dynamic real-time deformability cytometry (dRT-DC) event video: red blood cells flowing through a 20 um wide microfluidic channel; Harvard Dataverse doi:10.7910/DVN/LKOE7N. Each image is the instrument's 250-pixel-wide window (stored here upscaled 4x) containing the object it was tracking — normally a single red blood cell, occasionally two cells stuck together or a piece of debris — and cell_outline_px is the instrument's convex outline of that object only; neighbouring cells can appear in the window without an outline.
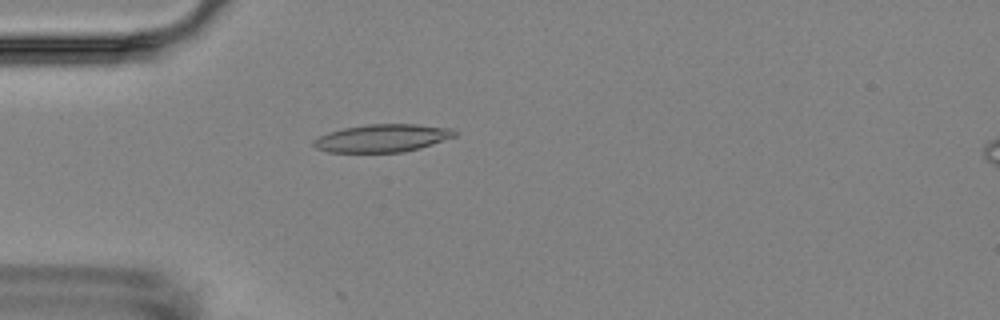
{"species": "Egyptian fruit bat (a non-hibernating species)", "species_latin": "Rousettus aegyptiacus", "temperature_condition": "room temperature", "stored_images_in_passage": 4, "camera_frame_rate_fps": 3000, "um_per_image_px": 0.085, "animal": {"sex": "female"}, "frame": {"image": 1, "passage_image": 4, "time_ms": 3.333, "image_size_px": [1000, 320], "cell_outline_px": [[456, 136], [420, 148], [404, 152], [328, 152], [316, 148], [312, 144], [312, 140], [328, 132], [344, 128], [368, 124], [416, 124], [452, 128], [456, 132]], "centroid_in_image_um": [32.49, 11.74], "position_along_channel_um": 52.5, "area_um2": 22.83}}